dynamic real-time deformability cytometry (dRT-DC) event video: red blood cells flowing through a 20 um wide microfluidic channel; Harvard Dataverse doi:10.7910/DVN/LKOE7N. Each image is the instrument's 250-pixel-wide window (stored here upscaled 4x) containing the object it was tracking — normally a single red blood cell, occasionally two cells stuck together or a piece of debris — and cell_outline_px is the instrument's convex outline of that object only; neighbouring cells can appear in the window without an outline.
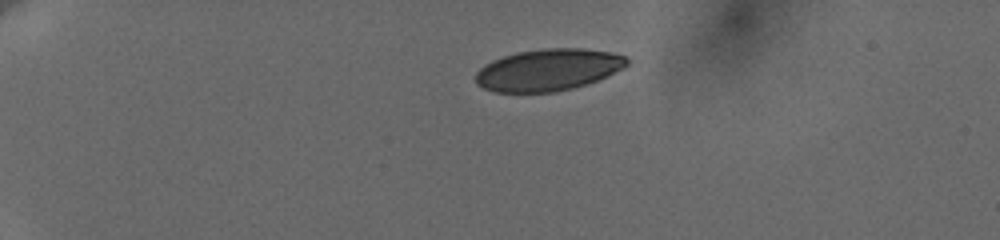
{"species": "human", "species_latin": "Homo sapiens", "temperature_condition": "cold", "stored_images_in_passage": 45, "camera_frame_rate_fps": 3000, "um_per_image_px": 0.085, "donor": {"sex": "female"}, "frame": {"image": 1, "passage_image": 1, "time_ms": 0.0, "image_size_px": [1000, 240], "cell_outline_px": [[628, 64], [624, 68], [596, 80], [572, 88], [556, 92], [492, 92], [476, 84], [476, 72], [484, 64], [492, 60], [516, 52], [544, 48], [580, 48], [612, 52], [624, 56], [628, 60]], "centroid_in_image_um": [46.57, 5.93], "position_along_channel_um": 38.4, "area_um2": 36.82}}
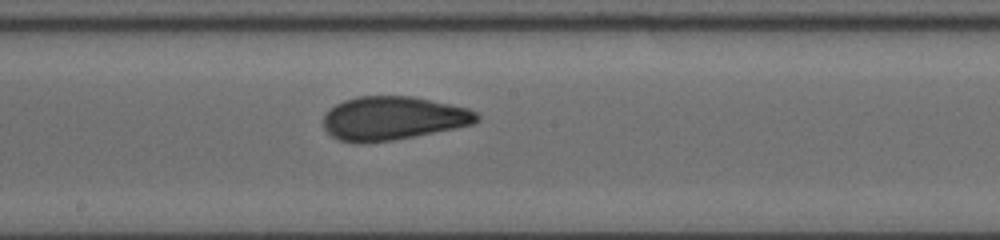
{"frame": {"image": 2, "passage_image": 22, "time_ms": 7.0, "image_size_px": [1000, 240], "cell_outline_px": [[480, 120], [472, 124], [456, 128], [392, 140], [368, 144], [340, 140], [332, 136], [324, 128], [324, 112], [328, 108], [344, 100], [360, 96], [412, 96], [468, 108], [476, 112], [480, 116]], "centroid_in_image_um": [33.39, 10.05], "position_along_channel_um": 214.8, "area_um2": 39.02}}
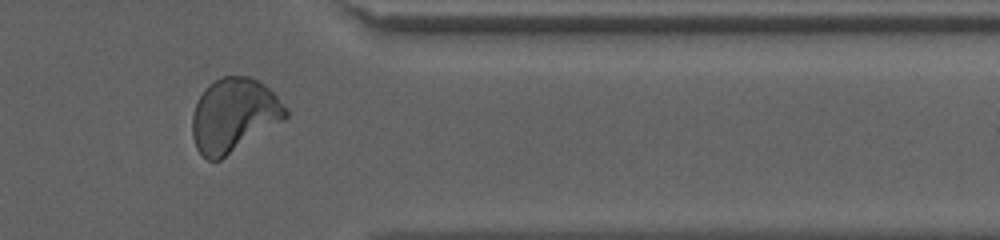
{"frame": {"image": 3, "passage_image": 37, "time_ms": 12.0, "image_size_px": [1000, 240], "cell_outline_px": [[288, 116], [284, 120], [220, 160], [208, 160], [196, 148], [192, 136], [192, 116], [196, 104], [204, 88], [208, 84], [224, 76], [248, 76], [264, 84], [288, 108]], "centroid_in_image_um": [19.87, 9.79], "position_along_channel_um": 391.5, "area_um2": 39.94}, "authors_computed_cell_mechanics": {"area_um2": 38.437, "velocity_mm_per_s": 3.634, "shape_relaxation_time_tau1_ms": 8.5937, "shape_relaxation_time_tau2_ms": 1.0102, "deformation_change_tau1": 0.1916, "deformation_change_tau2": 0.0673}}